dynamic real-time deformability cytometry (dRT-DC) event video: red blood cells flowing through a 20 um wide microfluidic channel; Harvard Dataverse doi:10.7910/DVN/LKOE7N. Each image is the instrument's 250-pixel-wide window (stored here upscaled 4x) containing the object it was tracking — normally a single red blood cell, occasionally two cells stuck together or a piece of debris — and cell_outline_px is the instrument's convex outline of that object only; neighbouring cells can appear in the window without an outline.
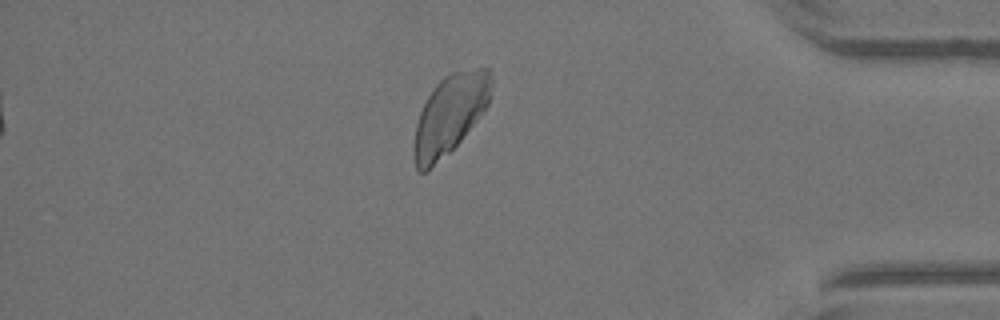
{"species": "Egyptian fruit bat (a non-hibernating species)", "species_latin": "Rousettus aegyptiacus", "temperature_condition": "warm", "stored_images_in_passage": 33, "camera_frame_rate_fps": 3000, "um_per_image_px": 0.085, "animal": {"sex": "female"}, "frame": {"image": 1, "passage_image": 29, "time_ms": 9.333, "image_size_px": [1000, 320], "cell_outline_px": [[492, 80], [488, 104], [476, 120], [460, 140], [428, 172], [420, 172], [416, 168], [412, 148], [416, 124], [420, 112], [428, 96], [436, 84], [444, 76], [452, 72], [476, 68], [488, 68], [492, 76]], "centroid_in_image_um": [38.21, 9.73], "position_along_channel_um": 397.0, "area_um2": 35.32}}